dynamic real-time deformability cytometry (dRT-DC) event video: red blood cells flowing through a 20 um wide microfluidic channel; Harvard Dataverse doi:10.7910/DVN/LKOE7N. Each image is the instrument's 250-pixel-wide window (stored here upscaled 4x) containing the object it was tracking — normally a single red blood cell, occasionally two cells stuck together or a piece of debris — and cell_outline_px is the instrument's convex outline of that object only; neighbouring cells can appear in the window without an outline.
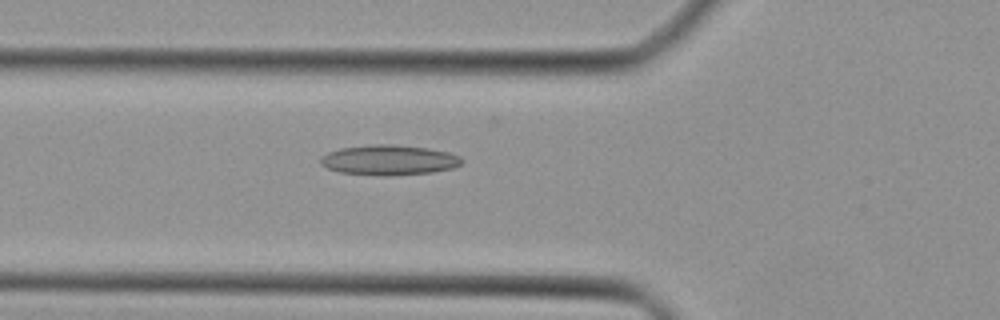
{"species": "Egyptian fruit bat (a non-hibernating species)", "species_latin": "Rousettus aegyptiacus", "temperature_condition": "cold", "stored_images_in_passage": 30, "camera_frame_rate_fps": 3000, "um_per_image_px": 0.085, "animal": {"sex": "female"}, "frame": {"image": 1, "passage_image": 4, "time_ms": 1.0, "image_size_px": [1000, 320], "cell_outline_px": [[464, 160], [460, 164], [452, 168], [432, 172], [340, 172], [328, 168], [320, 164], [320, 156], [328, 152], [340, 148], [372, 144], [392, 144], [428, 148], [448, 152], [460, 156]], "centroid_in_image_um": [33.06, 13.53], "position_along_channel_um": 92.7, "area_um2": 23.47}}
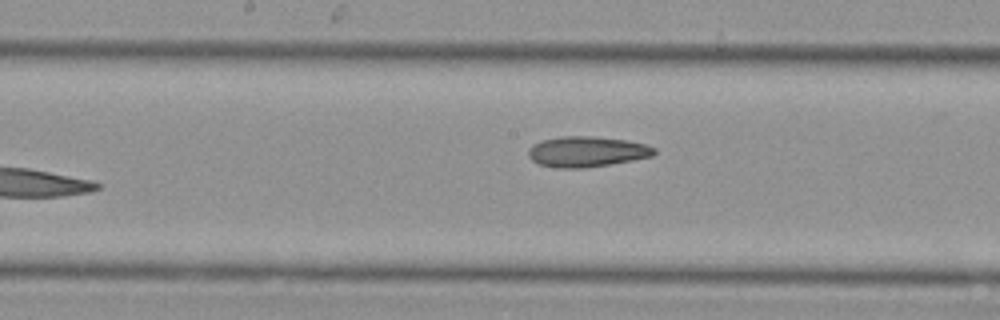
{"frame": {"image": 2, "passage_image": 11, "time_ms": 3.333, "image_size_px": [1000, 320], "cell_outline_px": [[656, 152], [652, 156], [632, 160], [584, 168], [556, 168], [540, 164], [532, 160], [528, 156], [528, 148], [532, 144], [540, 140], [560, 136], [592, 136], [628, 140], [644, 144], [656, 148]], "centroid_in_image_um": [49.84, 12.88], "position_along_channel_um": 198.4, "area_um2": 22.48}}
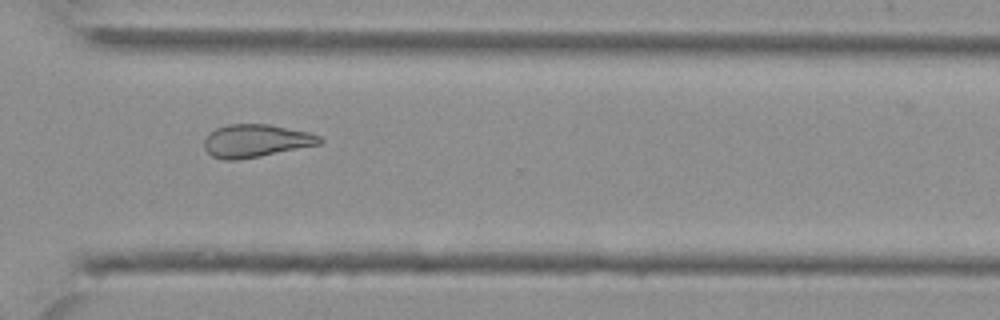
{"frame": {"image": 3, "passage_image": 21, "time_ms": 6.667, "image_size_px": [1000, 320], "cell_outline_px": [[324, 140], [320, 144], [260, 156], [236, 160], [224, 160], [212, 156], [204, 148], [204, 140], [216, 128], [228, 124], [268, 124], [308, 132], [320, 136]], "centroid_in_image_um": [21.75, 11.97], "position_along_channel_um": 348.8, "area_um2": 21.91}}